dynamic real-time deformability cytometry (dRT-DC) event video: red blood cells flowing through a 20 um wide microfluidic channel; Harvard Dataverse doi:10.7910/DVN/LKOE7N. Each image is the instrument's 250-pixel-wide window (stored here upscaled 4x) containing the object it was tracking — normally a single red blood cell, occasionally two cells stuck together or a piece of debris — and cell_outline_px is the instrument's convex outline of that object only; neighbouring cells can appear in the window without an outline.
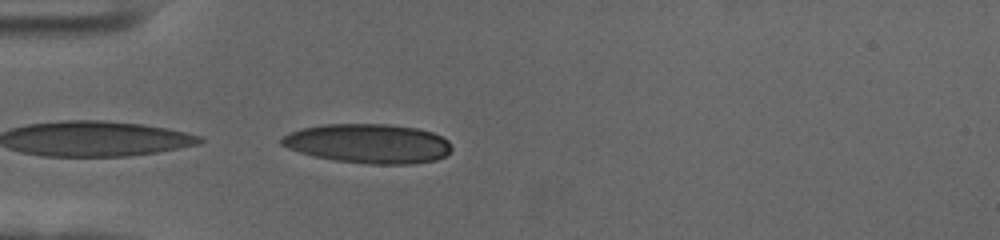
{"species": "human", "species_latin": "Homo sapiens", "temperature_condition": "cold", "stored_images_in_passage": 16, "camera_frame_rate_fps": 3000, "um_per_image_px": 0.085, "donor": {"sex": "female"}, "frame": {"image": 1, "passage_image": 1, "time_ms": 0.0, "image_size_px": [1000, 240], "cell_outline_px": [[452, 148], [444, 156], [436, 160], [412, 164], [368, 164], [336, 160], [316, 156], [300, 152], [288, 148], [280, 144], [280, 140], [284, 136], [300, 128], [324, 124], [388, 124], [416, 128], [432, 132], [448, 140]], "centroid_in_image_um": [31.32, 12.2], "position_along_channel_um": 53.7, "area_um2": 38.84}}
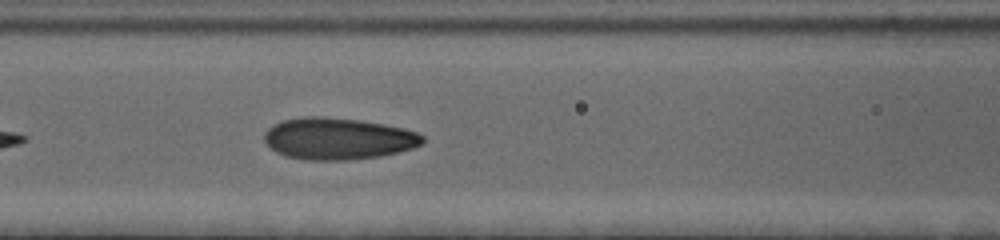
{"frame": {"image": 2, "passage_image": 9, "time_ms": 2.667, "image_size_px": [1000, 240], "cell_outline_px": [[424, 140], [420, 144], [412, 148], [380, 156], [348, 160], [304, 160], [284, 156], [276, 152], [264, 140], [264, 132], [272, 124], [284, 120], [304, 116], [320, 116], [360, 120], [404, 128], [416, 132], [424, 136]], "centroid_in_image_um": [28.69, 11.78], "position_along_channel_um": 137.9, "area_um2": 38.49}}
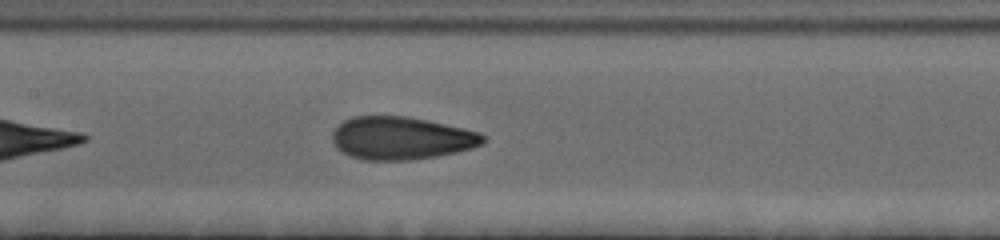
{"frame": {"image": 3, "passage_image": 12, "time_ms": 3.667, "image_size_px": [1000, 240], "cell_outline_px": [[484, 144], [472, 148], [456, 152], [436, 156], [408, 160], [364, 160], [352, 156], [336, 148], [332, 140], [332, 132], [344, 120], [352, 116], [404, 116], [428, 120], [464, 128], [480, 132], [484, 136]], "centroid_in_image_um": [34.11, 11.74], "position_along_channel_um": 173.3, "area_um2": 37.57}}